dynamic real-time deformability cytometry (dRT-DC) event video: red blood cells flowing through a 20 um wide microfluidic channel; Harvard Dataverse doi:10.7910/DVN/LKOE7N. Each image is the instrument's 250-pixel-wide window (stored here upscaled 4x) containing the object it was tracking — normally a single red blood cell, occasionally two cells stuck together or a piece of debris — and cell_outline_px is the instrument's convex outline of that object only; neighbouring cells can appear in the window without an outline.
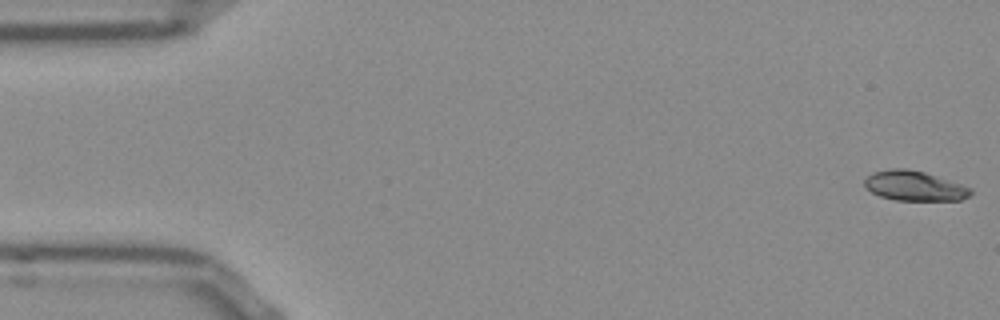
{"species": "Egyptian fruit bat (a non-hibernating species)", "species_latin": "Rousettus aegyptiacus", "temperature_condition": "room temperature", "stored_images_in_passage": 53, "camera_frame_rate_fps": 3000, "um_per_image_px": 0.085, "frame": {"image": 1, "passage_image": 1, "time_ms": 0.0, "image_size_px": [1000, 320], "cell_outline_px": [[972, 192], [968, 196], [960, 200], [896, 200], [880, 196], [872, 192], [864, 184], [864, 180], [872, 172], [892, 168], [904, 168], [924, 172], [972, 188]], "centroid_in_image_um": [77.71, 15.8], "position_along_channel_um": 7.3, "area_um2": 18.21}}
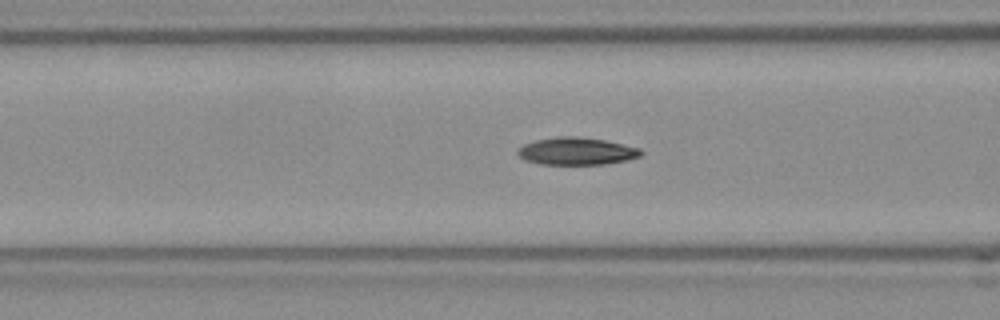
{"frame": {"image": 2, "passage_image": 20, "time_ms": 6.333, "image_size_px": [1000, 320], "cell_outline_px": [[644, 152], [640, 156], [628, 160], [604, 164], [540, 164], [524, 160], [516, 152], [524, 144], [536, 140], [556, 136], [576, 136], [604, 140], [640, 148]], "centroid_in_image_um": [49.01, 12.85], "position_along_channel_um": 117.6, "area_um2": 19.65}}
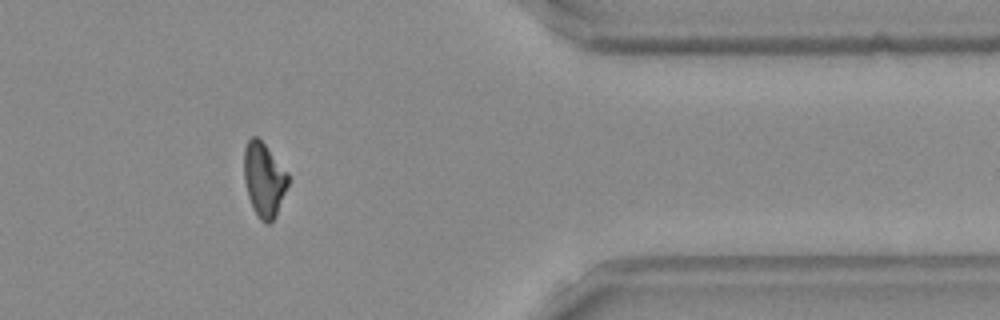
{"frame": {"image": 3, "passage_image": 43, "time_ms": 14.0, "image_size_px": [1000, 320], "cell_outline_px": [[288, 184], [276, 216], [268, 224], [264, 224], [260, 220], [252, 208], [248, 196], [244, 180], [244, 148], [248, 140], [252, 136], [256, 136], [264, 144], [288, 172]], "centroid_in_image_um": [22.43, 15.29], "position_along_channel_um": 389.0, "area_um2": 19.02}, "authors_computed_cell_mechanics": {"area_um2": 19.2474, "velocity_mm_per_s": 3.8401, "shape_relaxation_time_tau1_ms": 7.3875, "shape_relaxation_time_tau2_ms": null, "deformation_change_tau1": 0.1829, "deformation_change_tau2": null}}